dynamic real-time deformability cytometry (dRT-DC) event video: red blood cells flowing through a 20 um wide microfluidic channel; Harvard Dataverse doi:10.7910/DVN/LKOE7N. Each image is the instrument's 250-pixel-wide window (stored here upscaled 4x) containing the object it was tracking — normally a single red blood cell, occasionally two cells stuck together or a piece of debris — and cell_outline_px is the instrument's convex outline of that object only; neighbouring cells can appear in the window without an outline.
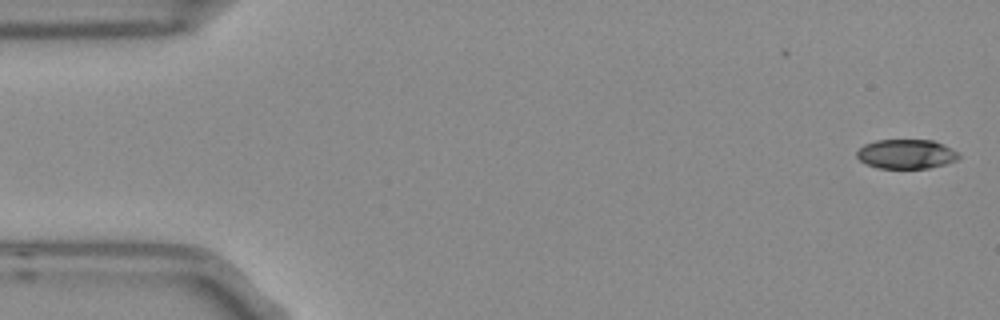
{"species": "Egyptian fruit bat (a non-hibernating species)", "species_latin": "Rousettus aegyptiacus", "temperature_condition": "room temperature", "stored_images_in_passage": 2, "camera_frame_rate_fps": 3000, "um_per_image_px": 0.085, "frame": {"image": 1, "passage_image": 2, "time_ms": 0.333, "image_size_px": [1000, 320], "cell_outline_px": [[960, 156], [956, 160], [944, 164], [928, 168], [880, 168], [868, 164], [860, 160], [856, 156], [856, 152], [864, 144], [876, 140], [932, 140], [956, 152]], "centroid_in_image_um": [76.98, 13.09], "position_along_channel_um": 8.0, "area_um2": 17.11}}